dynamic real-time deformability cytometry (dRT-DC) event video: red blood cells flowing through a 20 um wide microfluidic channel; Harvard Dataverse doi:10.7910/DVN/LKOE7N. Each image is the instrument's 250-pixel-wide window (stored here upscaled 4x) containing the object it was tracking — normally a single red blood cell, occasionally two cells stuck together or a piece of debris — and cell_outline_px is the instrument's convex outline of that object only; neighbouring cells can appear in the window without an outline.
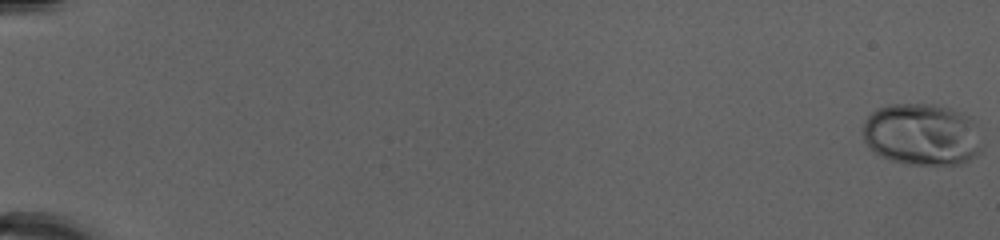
{"species": "human", "species_latin": "Homo sapiens", "temperature_condition": "cold", "stored_images_in_passage": 53, "camera_frame_rate_fps": 3000, "um_per_image_px": 0.085, "donor": {"sex": "female"}, "frame": {"image": 1, "passage_image": 1, "time_ms": 0.0, "image_size_px": [1000, 240], "cell_outline_px": [[980, 152], [976, 156], [960, 164], [908, 164], [892, 160], [880, 156], [864, 140], [864, 120], [876, 108], [888, 104], [932, 104], [952, 108], [964, 112], [972, 116], [980, 148]], "centroid_in_image_um": [78.36, 11.4], "position_along_channel_um": 6.6, "area_um2": 42.89}}
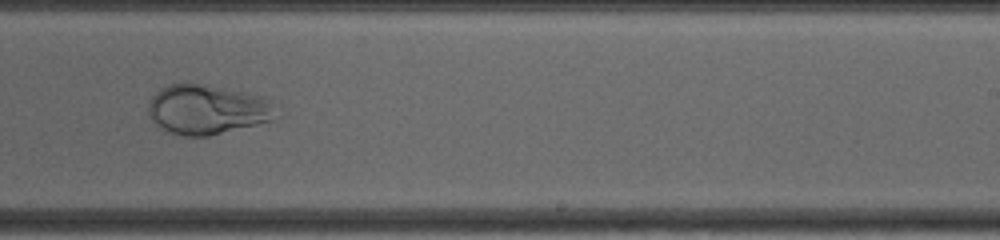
{"frame": {"image": 2, "passage_image": 36, "time_ms": 11.667, "image_size_px": [1000, 240], "cell_outline_px": [[272, 120], [208, 136], [184, 136], [164, 132], [148, 116], [148, 104], [152, 96], [160, 88], [168, 84], [196, 84], [220, 88], [264, 96], [268, 100]], "centroid_in_image_um": [17.47, 9.33], "position_along_channel_um": 271.5, "area_um2": 36.13}}
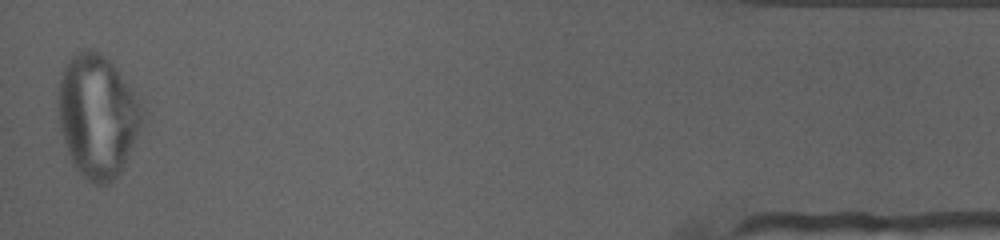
{"frame": {"image": 3, "passage_image": 53, "time_ms": 17.333, "image_size_px": [1000, 240], "cell_outline_px": [[140, 124], [132, 148], [120, 172], [108, 184], [92, 184], [84, 180], [72, 164], [60, 128], [60, 80], [64, 68], [68, 60], [76, 52], [84, 48], [92, 48], [100, 52], [116, 68], [128, 84], [136, 100], [140, 112]], "centroid_in_image_um": [8.24, 9.88], "position_along_channel_um": 427.0, "area_um2": 58.84}, "authors_computed_cell_mechanics": {"area_um2": 40.6334, "velocity_mm_per_s": 4.0364, "shape_relaxation_time_tau1_ms": 11.2366, "shape_relaxation_time_tau2_ms": null, "deformation_change_tau1": 0.4475, "deformation_change_tau2": null}}